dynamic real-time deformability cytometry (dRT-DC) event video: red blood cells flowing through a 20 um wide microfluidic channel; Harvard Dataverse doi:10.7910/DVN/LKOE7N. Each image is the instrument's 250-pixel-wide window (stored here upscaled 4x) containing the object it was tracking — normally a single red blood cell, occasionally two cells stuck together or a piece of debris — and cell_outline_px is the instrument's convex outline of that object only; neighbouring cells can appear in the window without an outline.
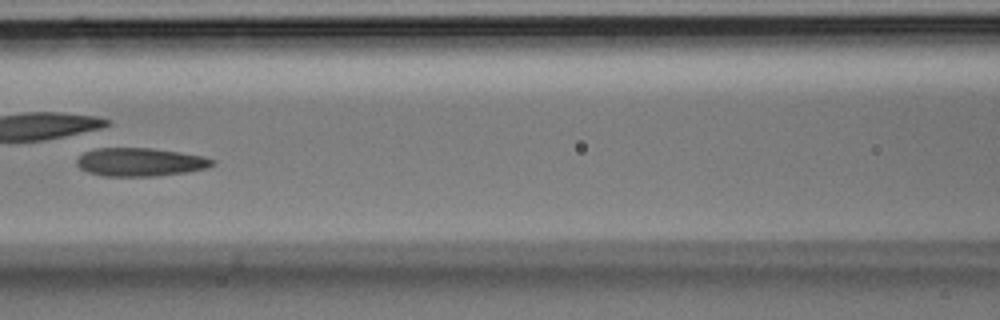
{"species": "Egyptian fruit bat (a non-hibernating species)", "species_latin": "Rousettus aegyptiacus", "temperature_condition": "room temperature", "stored_images_in_passage": 29, "camera_frame_rate_fps": 3000, "um_per_image_px": 0.085, "animal": {"sex": "male"}, "frame": {"image": 1, "passage_image": 9, "time_ms": 2.667, "image_size_px": [1000, 320], "cell_outline_px": [[216, 164], [204, 168], [188, 172], [156, 176], [104, 176], [88, 172], [80, 168], [76, 164], [76, 160], [84, 152], [96, 148], [152, 148], [180, 152], [204, 156], [216, 160]], "centroid_in_image_um": [11.93, 13.77], "position_along_channel_um": 154.7, "area_um2": 22.48}}